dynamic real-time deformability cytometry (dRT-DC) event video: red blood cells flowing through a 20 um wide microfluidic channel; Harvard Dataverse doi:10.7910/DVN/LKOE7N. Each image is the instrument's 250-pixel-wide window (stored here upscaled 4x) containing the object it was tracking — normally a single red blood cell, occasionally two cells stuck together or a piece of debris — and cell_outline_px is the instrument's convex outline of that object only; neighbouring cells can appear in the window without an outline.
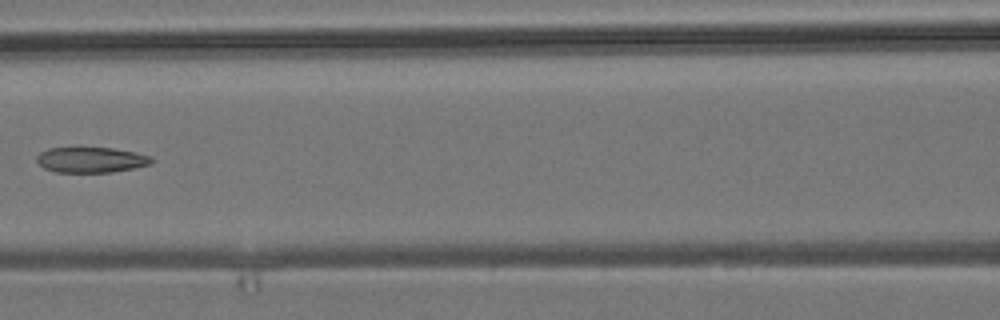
{"species": "common noctule bat (a hibernating species)", "species_latin": "Nyctalus noctula", "temperature_condition": "room temperature", "stored_images_in_passage": 7, "camera_frame_rate_fps": 3000, "um_per_image_px": 0.085, "animal": {"sex": "male", "body_mass_g": 19.2, "forearm_length_mm": 51.8}, "frame": {"image": 1, "passage_image": 7, "time_ms": 7.0, "image_size_px": [1000, 320], "cell_outline_px": [[156, 160], [152, 164], [112, 172], [56, 172], [44, 168], [36, 160], [36, 156], [40, 152], [48, 148], [76, 144], [80, 144], [112, 148], [132, 152], [148, 156]], "centroid_in_image_um": [7.67, 13.53], "position_along_channel_um": 158.9, "area_um2": 17.86}}